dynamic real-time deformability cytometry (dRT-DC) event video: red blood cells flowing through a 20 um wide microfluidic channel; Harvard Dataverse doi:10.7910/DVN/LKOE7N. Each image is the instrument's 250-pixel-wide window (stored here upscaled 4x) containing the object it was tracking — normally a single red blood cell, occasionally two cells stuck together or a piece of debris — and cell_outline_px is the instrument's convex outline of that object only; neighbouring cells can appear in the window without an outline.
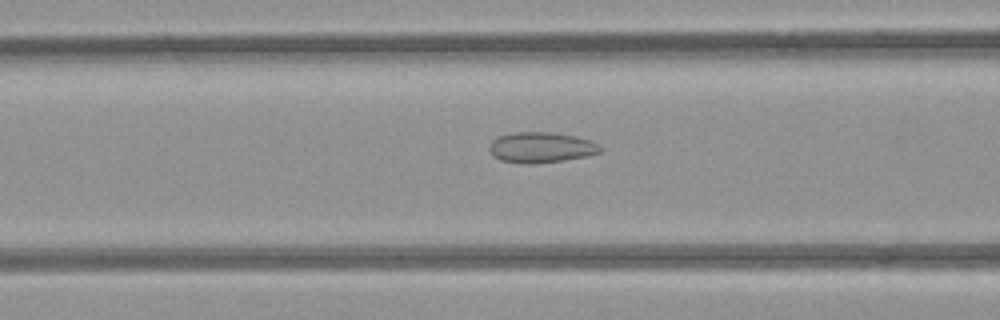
{"species": "common noctule bat (a hibernating species)", "species_latin": "Nyctalus noctula", "temperature_condition": "room temperature", "stored_images_in_passage": 39, "camera_frame_rate_fps": 3000, "um_per_image_px": 0.085, "animal": {"sex": "female", "body_mass_g": 21.9}, "frame": {"image": 1, "passage_image": 10, "time_ms": 3.0, "image_size_px": [1000, 320], "cell_outline_px": [[600, 152], [584, 156], [564, 160], [532, 164], [528, 164], [500, 160], [492, 156], [488, 148], [492, 140], [500, 136], [512, 132], [552, 132], [576, 136], [592, 140], [600, 148]], "centroid_in_image_um": [45.95, 12.52], "position_along_channel_um": 120.7, "area_um2": 19.71}}
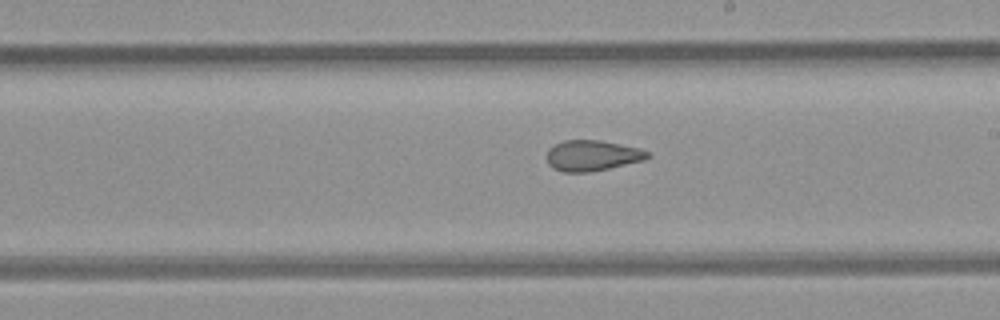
{"frame": {"image": 2, "passage_image": 19, "time_ms": 6.0, "image_size_px": [1000, 320], "cell_outline_px": [[652, 156], [644, 160], [608, 168], [588, 172], [564, 172], [552, 168], [548, 164], [544, 156], [548, 148], [564, 140], [600, 140], [640, 148], [648, 152]], "centroid_in_image_um": [50.29, 13.22], "position_along_channel_um": 238.7, "area_um2": 18.15}}
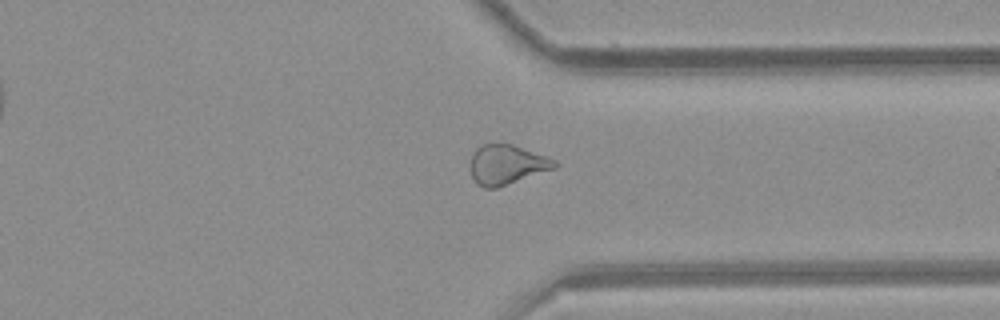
{"frame": {"image": 3, "passage_image": 29, "time_ms": 9.333, "image_size_px": [1000, 320], "cell_outline_px": [[556, 168], [496, 188], [484, 188], [476, 184], [472, 176], [468, 164], [472, 152], [480, 144], [512, 144], [556, 160]], "centroid_in_image_um": [43.01, 13.99], "position_along_channel_um": 368.4, "area_um2": 19.59}, "authors_computed_cell_mechanics": {"area_um2": 19.5942, "velocity_mm_per_s": 3.9345, "shape_relaxation_time_tau1_ms": null, "shape_relaxation_time_tau2_ms": 2.4948, "deformation_change_tau1": null, "deformation_change_tau2": 0.0813}}